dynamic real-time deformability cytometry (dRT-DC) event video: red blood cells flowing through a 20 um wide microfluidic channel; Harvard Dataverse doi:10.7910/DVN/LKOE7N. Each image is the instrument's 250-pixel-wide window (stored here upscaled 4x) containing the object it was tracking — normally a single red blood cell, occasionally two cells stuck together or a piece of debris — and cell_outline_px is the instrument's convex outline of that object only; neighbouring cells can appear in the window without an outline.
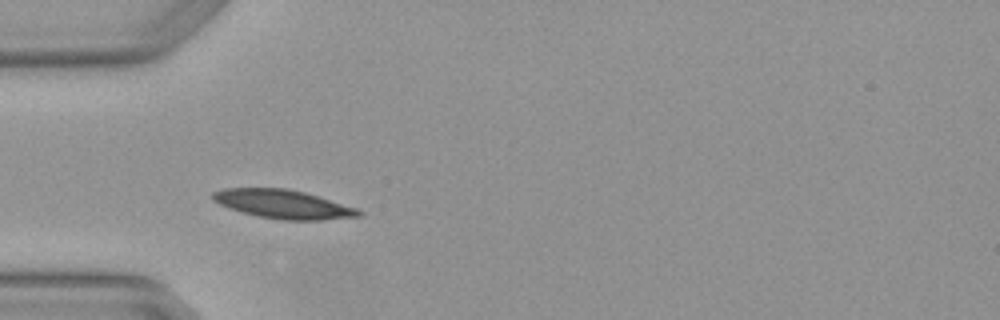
{"species": "Egyptian fruit bat (a non-hibernating species)", "species_latin": "Rousettus aegyptiacus", "temperature_condition": "warm", "stored_images_in_passage": 4, "camera_frame_rate_fps": 3000, "um_per_image_px": 0.085, "animal": {"sex": "female"}, "frame": {"image": 1, "passage_image": 2, "time_ms": 0.333, "image_size_px": [1000, 320], "cell_outline_px": [[364, 216], [320, 220], [284, 220], [256, 216], [240, 212], [228, 208], [212, 200], [212, 192], [224, 188], [288, 188], [304, 192], [356, 208], [364, 212]], "centroid_in_image_um": [24.05, 17.36], "position_along_channel_um": 61.0, "area_um2": 24.51}}
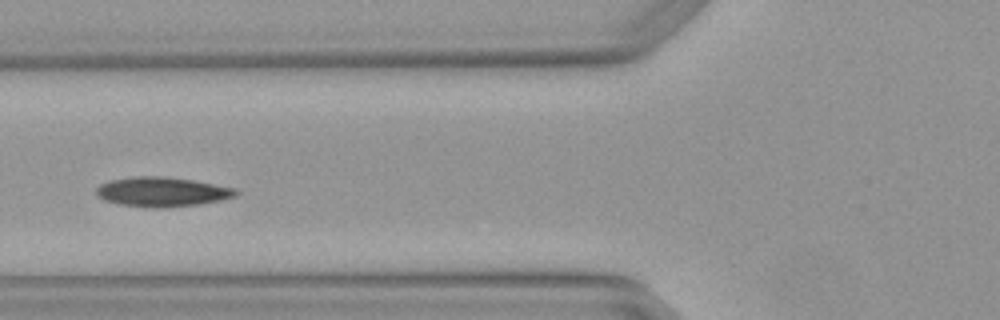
{"frame": {"image": 2, "passage_image": 3, "time_ms": 0.667, "image_size_px": [1000, 320], "cell_outline_px": [[240, 192], [236, 196], [220, 200], [200, 204], [164, 208], [148, 208], [120, 204], [104, 200], [96, 196], [96, 188], [100, 184], [108, 180], [136, 176], [164, 176], [192, 180], [236, 188]], "centroid_in_image_um": [13.76, 16.31], "position_along_channel_um": 112.0, "area_um2": 24.28}}